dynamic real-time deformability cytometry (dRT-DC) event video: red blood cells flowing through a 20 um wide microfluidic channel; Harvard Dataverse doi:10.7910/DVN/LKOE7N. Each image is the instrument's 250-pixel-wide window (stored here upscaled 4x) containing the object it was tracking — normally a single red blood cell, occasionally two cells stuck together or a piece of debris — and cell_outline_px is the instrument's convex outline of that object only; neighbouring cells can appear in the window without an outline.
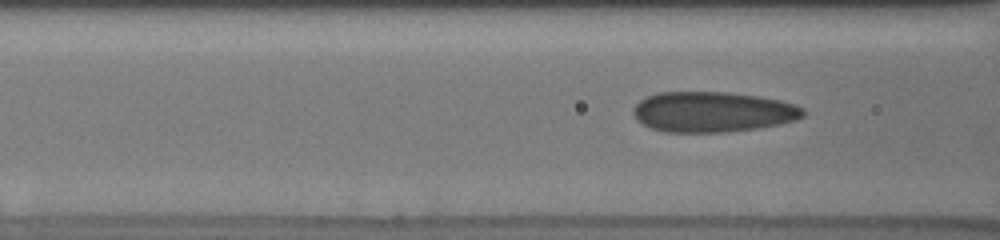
{"species": "human", "species_latin": "Homo sapiens", "temperature_condition": "cold", "stored_images_in_passage": 5, "camera_frame_rate_fps": 3000, "um_per_image_px": 0.085, "donor": {"sex": "male"}, "frame": {"image": 1, "passage_image": 5, "time_ms": 4.0, "image_size_px": [1000, 240], "cell_outline_px": [[804, 116], [796, 120], [780, 124], [756, 128], [724, 132], [664, 132], [652, 128], [636, 120], [632, 112], [632, 108], [640, 100], [648, 96], [660, 92], [728, 92], [760, 96], [780, 100], [796, 104], [804, 108]], "centroid_in_image_um": [60.59, 9.5], "position_along_channel_um": 106.0, "area_um2": 40.17}}